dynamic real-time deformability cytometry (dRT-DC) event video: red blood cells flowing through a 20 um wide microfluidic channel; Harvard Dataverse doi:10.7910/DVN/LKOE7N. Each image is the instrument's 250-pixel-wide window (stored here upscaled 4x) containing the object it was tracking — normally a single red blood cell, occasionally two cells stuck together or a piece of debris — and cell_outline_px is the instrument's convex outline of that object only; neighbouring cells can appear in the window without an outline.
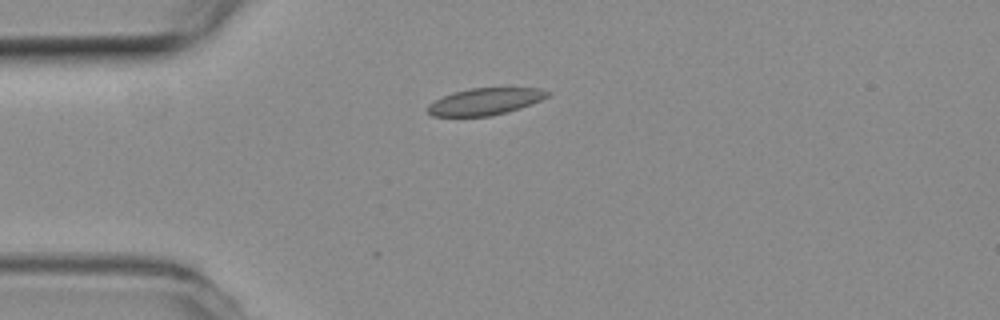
{"species": "common noctule bat (a hibernating species)", "species_latin": "Nyctalus noctula", "temperature_condition": "room temperature", "stored_images_in_passage": 3, "camera_frame_rate_fps": 3000, "um_per_image_px": 0.085, "animal": {"sex": "female", "body_mass_g": 19.3, "forearm_length_mm": 54.1}, "frame": {"image": 1, "passage_image": 1, "time_ms": 0.0, "image_size_px": [1000, 320], "cell_outline_px": [[552, 92], [548, 96], [540, 100], [520, 108], [508, 112], [488, 116], [432, 116], [428, 112], [428, 104], [452, 92], [468, 88], [540, 88]], "centroid_in_image_um": [41.24, 8.62], "position_along_channel_um": 43.8, "area_um2": 18.67}}
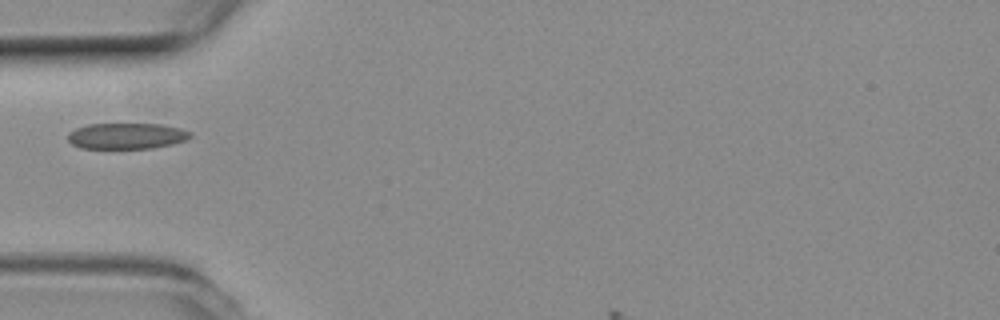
{"frame": {"image": 2, "passage_image": 2, "time_ms": 0.333, "image_size_px": [1000, 320], "cell_outline_px": [[192, 136], [184, 140], [172, 144], [152, 148], [80, 148], [72, 144], [68, 140], [68, 132], [76, 128], [88, 124], [160, 124], [180, 128], [192, 132]], "centroid_in_image_um": [10.75, 11.55], "position_along_channel_um": 74.3, "area_um2": 18.5}}
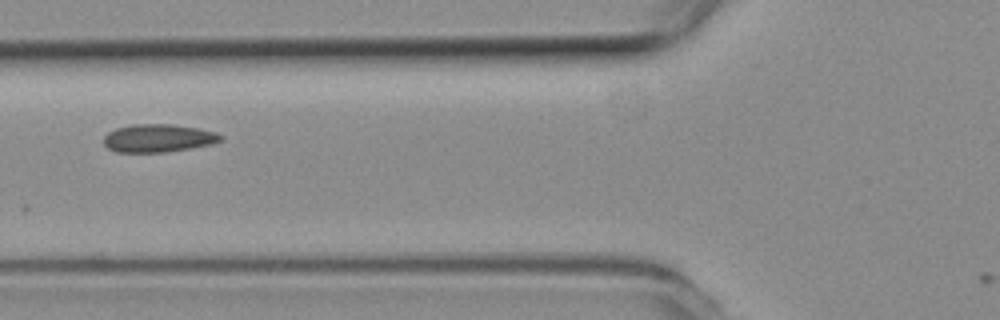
{"frame": {"image": 3, "passage_image": 3, "time_ms": 0.667, "image_size_px": [1000, 320], "cell_outline_px": [[224, 136], [220, 140], [208, 144], [188, 148], [164, 152], [116, 152], [108, 148], [104, 144], [104, 136], [108, 132], [116, 128], [132, 124], [172, 124], [196, 128], [216, 132]], "centroid_in_image_um": [13.4, 11.73], "position_along_channel_um": 112.4, "area_um2": 18.84}}